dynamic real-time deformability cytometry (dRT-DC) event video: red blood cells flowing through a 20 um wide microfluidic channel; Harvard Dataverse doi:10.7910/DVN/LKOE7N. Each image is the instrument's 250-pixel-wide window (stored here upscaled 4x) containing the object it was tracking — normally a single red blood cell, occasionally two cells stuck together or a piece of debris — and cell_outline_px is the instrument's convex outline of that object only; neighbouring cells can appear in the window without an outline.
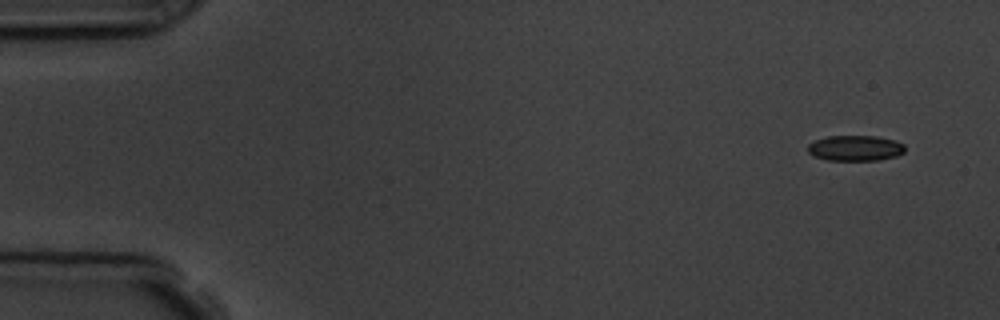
{"species": "common noctule bat (a hibernating species)", "species_latin": "Nyctalus noctula", "temperature_condition": "room temperature", "stored_images_in_passage": 4, "camera_frame_rate_fps": 3000, "um_per_image_px": 0.085, "animal": {"sex": "male", "body_mass_g": 19.5, "forearm_length_mm": 54.6}, "frame": {"image": 1, "passage_image": 1, "time_ms": 0.0, "image_size_px": [1000, 320], "cell_outline_px": [[904, 152], [896, 156], [880, 160], [828, 160], [812, 156], [808, 152], [808, 144], [816, 140], [828, 136], [876, 136], [896, 140], [904, 144]], "centroid_in_image_um": [72.7, 12.59], "position_along_channel_um": 12.3, "area_um2": 14.51}}